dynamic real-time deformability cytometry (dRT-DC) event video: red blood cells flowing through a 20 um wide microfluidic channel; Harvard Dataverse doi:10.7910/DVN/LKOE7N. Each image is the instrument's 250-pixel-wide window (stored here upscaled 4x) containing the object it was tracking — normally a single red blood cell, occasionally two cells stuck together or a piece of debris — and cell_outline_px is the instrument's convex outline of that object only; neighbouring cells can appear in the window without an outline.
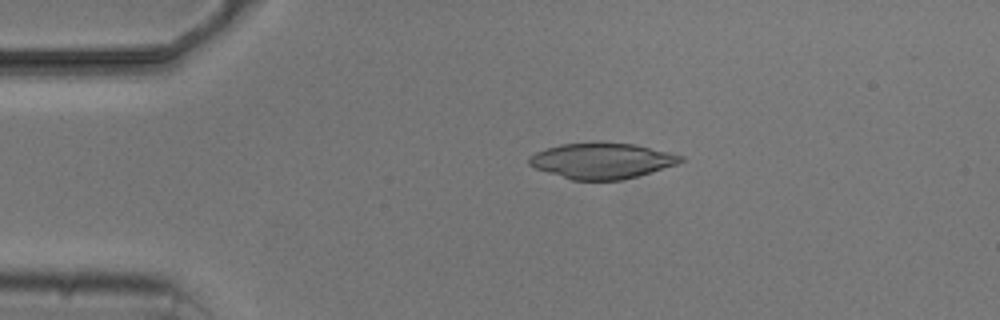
{"species": "common noctule bat (a hibernating species)", "species_latin": "Nyctalus noctula", "temperature_condition": "cold", "stored_images_in_passage": 4, "camera_frame_rate_fps": 3000, "um_per_image_px": 0.085, "animal": {"sex": "male", "body_mass_g": 20.5, "forearm_length_mm": 52.5}, "frame": {"image": 1, "passage_image": 3, "time_ms": 2.333, "image_size_px": [1000, 320], "cell_outline_px": [[684, 160], [676, 164], [636, 176], [620, 180], [572, 180], [536, 168], [528, 164], [528, 156], [536, 152], [560, 144], [636, 144], [684, 156]], "centroid_in_image_um": [51.15, 13.68], "position_along_channel_um": 33.9, "area_um2": 30.69}}